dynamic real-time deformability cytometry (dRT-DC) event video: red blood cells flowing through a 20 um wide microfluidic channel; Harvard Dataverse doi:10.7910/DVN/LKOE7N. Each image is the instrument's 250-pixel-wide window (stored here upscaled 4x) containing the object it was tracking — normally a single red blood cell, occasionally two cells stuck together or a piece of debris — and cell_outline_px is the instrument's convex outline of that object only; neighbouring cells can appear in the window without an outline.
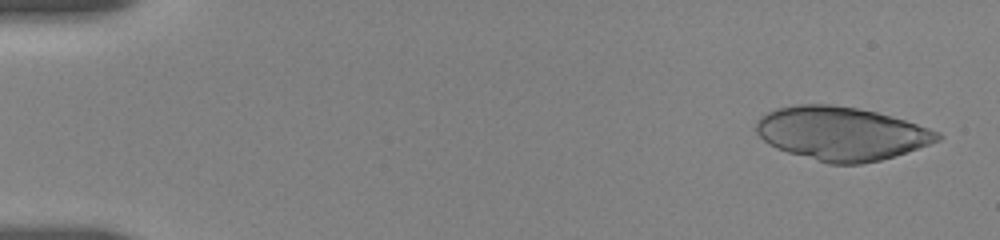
{"species": "human", "species_latin": "Homo sapiens", "temperature_condition": "room temperature", "stored_images_in_passage": 27, "segment_of_instrument_passage": [1, 2], "camera_frame_rate_fps": 3000, "um_per_image_px": 0.085, "donor": {"sex": "female"}, "frame": {"image": 1, "passage_image": 1, "time_ms": 0.0, "image_size_px": [1000, 240], "cell_outline_px": [[944, 136], [940, 140], [880, 160], [860, 164], [828, 164], [788, 152], [776, 148], [764, 140], [756, 132], [756, 120], [760, 116], [776, 108], [796, 104], [832, 104], [856, 108], [876, 112], [892, 116], [940, 132]], "centroid_in_image_um": [71.48, 11.34], "position_along_channel_um": 13.5, "area_um2": 56.3}}